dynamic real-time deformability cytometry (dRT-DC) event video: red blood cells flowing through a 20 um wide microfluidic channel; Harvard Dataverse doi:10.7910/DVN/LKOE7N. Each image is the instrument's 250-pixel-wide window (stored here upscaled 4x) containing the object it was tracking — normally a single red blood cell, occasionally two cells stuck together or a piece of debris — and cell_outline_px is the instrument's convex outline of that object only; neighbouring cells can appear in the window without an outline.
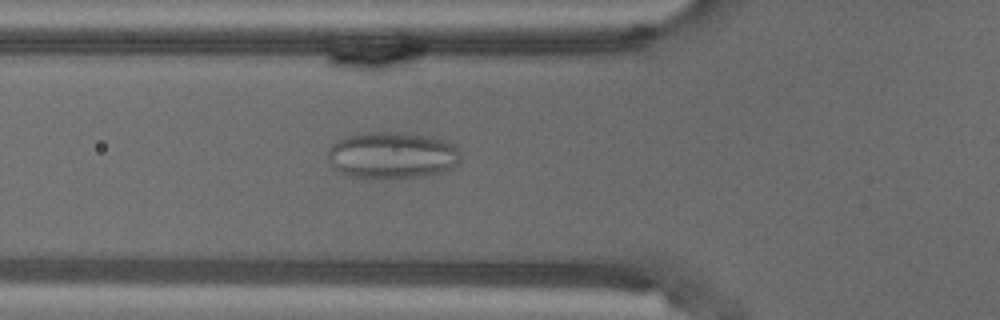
{"species": "common noctule bat (a hibernating species)", "species_latin": "Nyctalus noctula", "temperature_condition": "warm", "stored_images_in_passage": 56, "camera_frame_rate_fps": 3000, "um_per_image_px": 0.085, "animal": {"sex": "male", "body_mass_g": 18.8}, "frame": {"image": 1, "passage_image": 20, "time_ms": 6.333, "image_size_px": [1000, 320], "cell_outline_px": [[460, 164], [452, 168], [440, 172], [424, 176], [348, 176], [332, 168], [328, 160], [328, 148], [332, 144], [348, 136], [364, 132], [400, 132], [432, 136], [448, 140], [456, 144], [460, 152]], "centroid_in_image_um": [33.38, 13.15], "position_along_channel_um": 92.4, "area_um2": 36.07}}
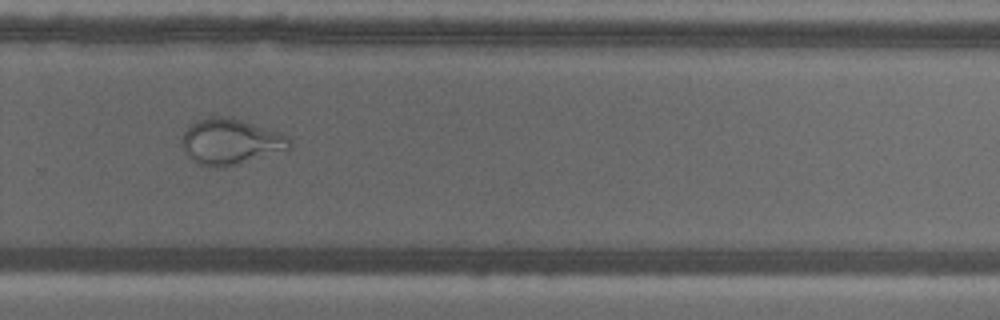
{"frame": {"image": 2, "passage_image": 38, "time_ms": 12.333, "image_size_px": [1000, 320], "cell_outline_px": [[292, 144], [288, 152], [224, 168], [216, 168], [196, 164], [184, 152], [180, 140], [184, 132], [196, 120], [208, 116], [224, 116], [240, 120], [280, 132], [288, 136], [292, 140]], "centroid_in_image_um": [19.64, 12.08], "position_along_channel_um": 310.2, "area_um2": 29.59}}
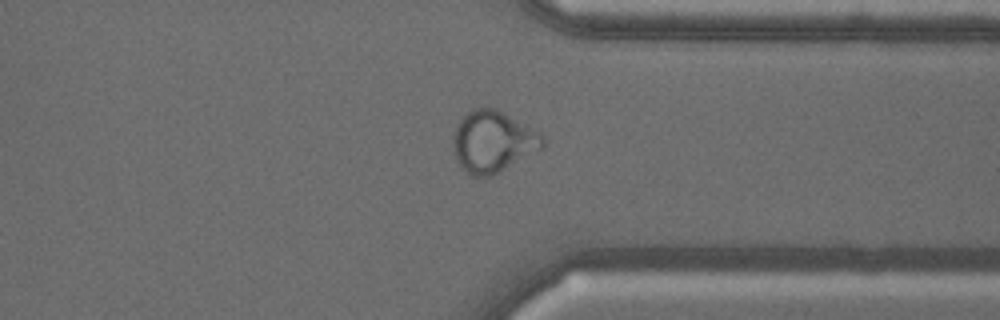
{"frame": {"image": 3, "passage_image": 43, "time_ms": 14.0, "image_size_px": [1000, 320], "cell_outline_px": [[544, 148], [488, 176], [472, 176], [460, 168], [456, 156], [452, 140], [456, 128], [460, 120], [472, 108], [496, 108], [504, 112], [544, 136]], "centroid_in_image_um": [41.88, 12.02], "position_along_channel_um": 369.5, "area_um2": 31.5}}